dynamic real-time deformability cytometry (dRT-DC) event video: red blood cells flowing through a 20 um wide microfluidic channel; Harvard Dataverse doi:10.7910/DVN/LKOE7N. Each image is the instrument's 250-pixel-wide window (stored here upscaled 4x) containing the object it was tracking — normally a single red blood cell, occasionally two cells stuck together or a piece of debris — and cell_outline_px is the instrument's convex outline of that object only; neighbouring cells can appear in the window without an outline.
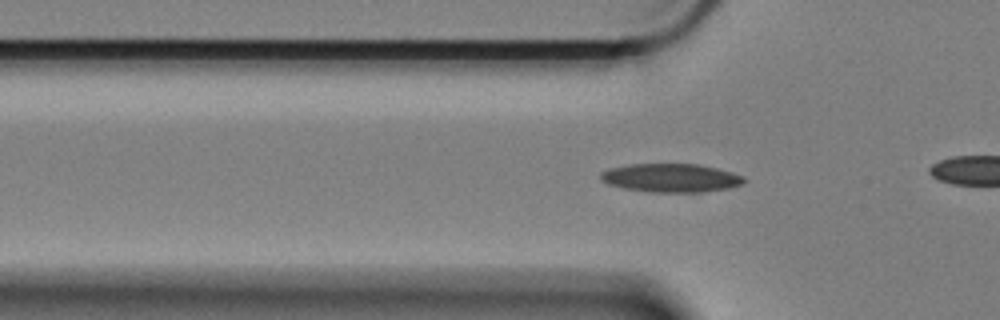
{"species": "Egyptian fruit bat (a non-hibernating species)", "species_latin": "Rousettus aegyptiacus", "temperature_condition": "cold", "stored_images_in_passage": 50, "camera_frame_rate_fps": 3000, "um_per_image_px": 0.085, "animal": {"sex": "female"}, "frame": {"image": 1, "passage_image": 19, "time_ms": 6.0, "image_size_px": [1000, 320], "cell_outline_px": [[748, 180], [744, 184], [728, 188], [704, 192], [652, 192], [624, 188], [608, 184], [600, 180], [600, 172], [608, 168], [628, 164], [696, 164], [716, 168], [732, 172], [744, 176]], "centroid_in_image_um": [57.04, 15.12], "position_along_channel_um": 68.8, "area_um2": 24.04}}
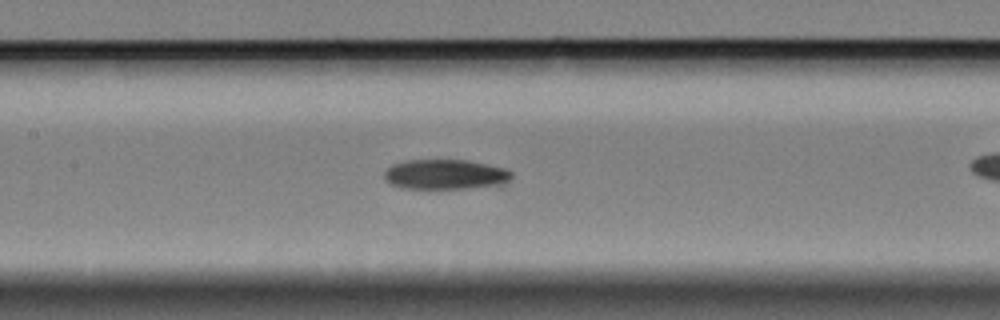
{"frame": {"image": 2, "passage_image": 28, "time_ms": 9.0, "image_size_px": [1000, 320], "cell_outline_px": [[512, 180], [508, 184], [464, 188], [404, 188], [388, 184], [384, 180], [384, 172], [392, 164], [404, 160], [468, 160], [508, 168], [512, 172]], "centroid_in_image_um": [37.89, 14.82], "position_along_channel_um": 169.5, "area_um2": 22.6}}
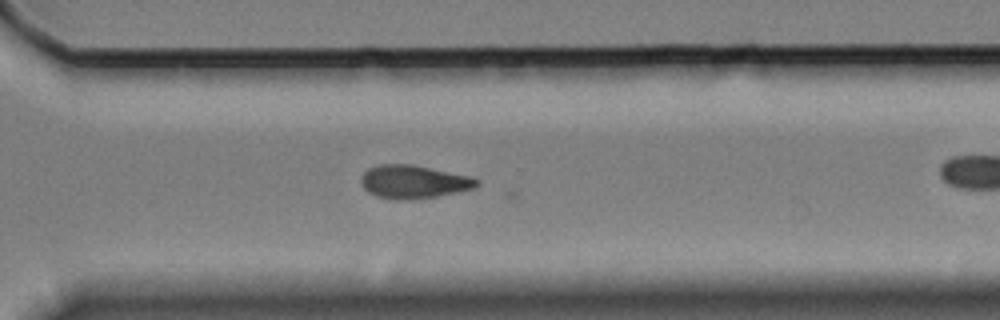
{"frame": {"image": 3, "passage_image": 43, "time_ms": 14.0, "image_size_px": [1000, 320], "cell_outline_px": [[480, 184], [472, 188], [460, 192], [436, 196], [404, 200], [396, 200], [376, 196], [368, 192], [360, 184], [360, 176], [368, 168], [380, 164], [412, 164], [472, 176], [480, 180]], "centroid_in_image_um": [35.15, 15.44], "position_along_channel_um": 335.4, "area_um2": 22.66}}